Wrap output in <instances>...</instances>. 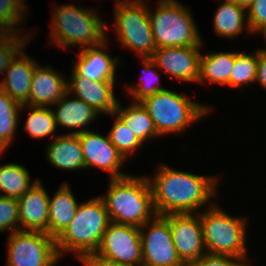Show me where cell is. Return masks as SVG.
<instances>
[{"mask_svg":"<svg viewBox=\"0 0 266 266\" xmlns=\"http://www.w3.org/2000/svg\"><path fill=\"white\" fill-rule=\"evenodd\" d=\"M154 178H149L153 206L157 215L195 214L217 195L216 176H202L174 170L159 164Z\"/></svg>","mask_w":266,"mask_h":266,"instance_id":"cell-1","label":"cell"},{"mask_svg":"<svg viewBox=\"0 0 266 266\" xmlns=\"http://www.w3.org/2000/svg\"><path fill=\"white\" fill-rule=\"evenodd\" d=\"M109 183L107 193L100 197L105 203L110 222L140 228L157 215L148 176L128 175L110 179Z\"/></svg>","mask_w":266,"mask_h":266,"instance_id":"cell-2","label":"cell"},{"mask_svg":"<svg viewBox=\"0 0 266 266\" xmlns=\"http://www.w3.org/2000/svg\"><path fill=\"white\" fill-rule=\"evenodd\" d=\"M109 223V215L101 197L96 196L78 204L73 219L55 239L59 257L63 253L74 252L81 261L87 255L95 253Z\"/></svg>","mask_w":266,"mask_h":266,"instance_id":"cell-3","label":"cell"},{"mask_svg":"<svg viewBox=\"0 0 266 266\" xmlns=\"http://www.w3.org/2000/svg\"><path fill=\"white\" fill-rule=\"evenodd\" d=\"M54 8L50 33L52 45L63 48L80 45L88 48L107 41L108 26L95 9H83L73 4Z\"/></svg>","mask_w":266,"mask_h":266,"instance_id":"cell-4","label":"cell"},{"mask_svg":"<svg viewBox=\"0 0 266 266\" xmlns=\"http://www.w3.org/2000/svg\"><path fill=\"white\" fill-rule=\"evenodd\" d=\"M210 207L199 212L207 254L229 255L248 261L246 218L230 216L217 204L211 203Z\"/></svg>","mask_w":266,"mask_h":266,"instance_id":"cell-5","label":"cell"},{"mask_svg":"<svg viewBox=\"0 0 266 266\" xmlns=\"http://www.w3.org/2000/svg\"><path fill=\"white\" fill-rule=\"evenodd\" d=\"M140 103L154 121L160 136L185 131L192 122L200 120L212 109L168 89L158 91Z\"/></svg>","mask_w":266,"mask_h":266,"instance_id":"cell-6","label":"cell"},{"mask_svg":"<svg viewBox=\"0 0 266 266\" xmlns=\"http://www.w3.org/2000/svg\"><path fill=\"white\" fill-rule=\"evenodd\" d=\"M155 12L149 9L156 48L203 45L198 27L185 5L176 0H159Z\"/></svg>","mask_w":266,"mask_h":266,"instance_id":"cell-7","label":"cell"},{"mask_svg":"<svg viewBox=\"0 0 266 266\" xmlns=\"http://www.w3.org/2000/svg\"><path fill=\"white\" fill-rule=\"evenodd\" d=\"M115 27L117 40L126 48L151 57L156 50L149 9L144 0H116Z\"/></svg>","mask_w":266,"mask_h":266,"instance_id":"cell-8","label":"cell"},{"mask_svg":"<svg viewBox=\"0 0 266 266\" xmlns=\"http://www.w3.org/2000/svg\"><path fill=\"white\" fill-rule=\"evenodd\" d=\"M6 266H54L60 260L47 233L17 230L9 235Z\"/></svg>","mask_w":266,"mask_h":266,"instance_id":"cell-9","label":"cell"},{"mask_svg":"<svg viewBox=\"0 0 266 266\" xmlns=\"http://www.w3.org/2000/svg\"><path fill=\"white\" fill-rule=\"evenodd\" d=\"M139 229L142 266H184L176 253L169 222L163 216L156 215Z\"/></svg>","mask_w":266,"mask_h":266,"instance_id":"cell-10","label":"cell"},{"mask_svg":"<svg viewBox=\"0 0 266 266\" xmlns=\"http://www.w3.org/2000/svg\"><path fill=\"white\" fill-rule=\"evenodd\" d=\"M95 253L115 262L142 266L140 229L110 222Z\"/></svg>","mask_w":266,"mask_h":266,"instance_id":"cell-11","label":"cell"},{"mask_svg":"<svg viewBox=\"0 0 266 266\" xmlns=\"http://www.w3.org/2000/svg\"><path fill=\"white\" fill-rule=\"evenodd\" d=\"M176 253L185 265L207 254L199 213L167 214Z\"/></svg>","mask_w":266,"mask_h":266,"instance_id":"cell-12","label":"cell"},{"mask_svg":"<svg viewBox=\"0 0 266 266\" xmlns=\"http://www.w3.org/2000/svg\"><path fill=\"white\" fill-rule=\"evenodd\" d=\"M202 45L156 48L151 58L158 70L178 81L198 82Z\"/></svg>","mask_w":266,"mask_h":266,"instance_id":"cell-13","label":"cell"},{"mask_svg":"<svg viewBox=\"0 0 266 266\" xmlns=\"http://www.w3.org/2000/svg\"><path fill=\"white\" fill-rule=\"evenodd\" d=\"M77 135L83 151L85 168L97 167L107 171L111 174L110 179L128 176L120 171L125 159L111 143L108 134L103 137L96 131L87 130Z\"/></svg>","mask_w":266,"mask_h":266,"instance_id":"cell-14","label":"cell"},{"mask_svg":"<svg viewBox=\"0 0 266 266\" xmlns=\"http://www.w3.org/2000/svg\"><path fill=\"white\" fill-rule=\"evenodd\" d=\"M67 80V92L73 97H77L90 105L99 114H108L115 112L119 100L115 98L114 83L100 82L80 76L74 69L72 75Z\"/></svg>","mask_w":266,"mask_h":266,"instance_id":"cell-15","label":"cell"},{"mask_svg":"<svg viewBox=\"0 0 266 266\" xmlns=\"http://www.w3.org/2000/svg\"><path fill=\"white\" fill-rule=\"evenodd\" d=\"M41 181L37 180L26 193L17 199L19 230L48 234L49 195Z\"/></svg>","mask_w":266,"mask_h":266,"instance_id":"cell-16","label":"cell"},{"mask_svg":"<svg viewBox=\"0 0 266 266\" xmlns=\"http://www.w3.org/2000/svg\"><path fill=\"white\" fill-rule=\"evenodd\" d=\"M37 62L21 50L4 70L0 90L21 105H29V91Z\"/></svg>","mask_w":266,"mask_h":266,"instance_id":"cell-17","label":"cell"},{"mask_svg":"<svg viewBox=\"0 0 266 266\" xmlns=\"http://www.w3.org/2000/svg\"><path fill=\"white\" fill-rule=\"evenodd\" d=\"M51 66L35 67L29 91V106H54L67 92V80Z\"/></svg>","mask_w":266,"mask_h":266,"instance_id":"cell-18","label":"cell"},{"mask_svg":"<svg viewBox=\"0 0 266 266\" xmlns=\"http://www.w3.org/2000/svg\"><path fill=\"white\" fill-rule=\"evenodd\" d=\"M83 48L78 54V61L73 63V69L82 77L100 82H115V70L118 57L112 58L105 51L108 44ZM101 49V50H100Z\"/></svg>","mask_w":266,"mask_h":266,"instance_id":"cell-19","label":"cell"},{"mask_svg":"<svg viewBox=\"0 0 266 266\" xmlns=\"http://www.w3.org/2000/svg\"><path fill=\"white\" fill-rule=\"evenodd\" d=\"M69 98H71L70 94L66 92L64 96L54 104L58 107L55 111L53 110L56 127L62 126L63 128L74 129L75 131H71L70 134H80L89 130L87 128L88 124L95 120L99 113L79 98L75 97L70 100Z\"/></svg>","mask_w":266,"mask_h":266,"instance_id":"cell-20","label":"cell"},{"mask_svg":"<svg viewBox=\"0 0 266 266\" xmlns=\"http://www.w3.org/2000/svg\"><path fill=\"white\" fill-rule=\"evenodd\" d=\"M52 140L46 149V156L51 165L71 171L85 169L83 151L77 134L56 135Z\"/></svg>","mask_w":266,"mask_h":266,"instance_id":"cell-21","label":"cell"},{"mask_svg":"<svg viewBox=\"0 0 266 266\" xmlns=\"http://www.w3.org/2000/svg\"><path fill=\"white\" fill-rule=\"evenodd\" d=\"M68 183H63L52 198L49 196L48 235L56 239L69 225L79 203Z\"/></svg>","mask_w":266,"mask_h":266,"instance_id":"cell-22","label":"cell"},{"mask_svg":"<svg viewBox=\"0 0 266 266\" xmlns=\"http://www.w3.org/2000/svg\"><path fill=\"white\" fill-rule=\"evenodd\" d=\"M246 7L232 1L225 0L215 12L214 31L220 37L235 38L242 33L244 26H247L249 33L248 20L245 19Z\"/></svg>","mask_w":266,"mask_h":266,"instance_id":"cell-23","label":"cell"},{"mask_svg":"<svg viewBox=\"0 0 266 266\" xmlns=\"http://www.w3.org/2000/svg\"><path fill=\"white\" fill-rule=\"evenodd\" d=\"M236 52L207 53L200 58L198 82H210L230 86V73L235 62Z\"/></svg>","mask_w":266,"mask_h":266,"instance_id":"cell-24","label":"cell"},{"mask_svg":"<svg viewBox=\"0 0 266 266\" xmlns=\"http://www.w3.org/2000/svg\"><path fill=\"white\" fill-rule=\"evenodd\" d=\"M114 113L124 121L127 127L142 143L147 141V139L160 136L157 133L154 121L140 102H132L125 109L118 102Z\"/></svg>","mask_w":266,"mask_h":266,"instance_id":"cell-25","label":"cell"},{"mask_svg":"<svg viewBox=\"0 0 266 266\" xmlns=\"http://www.w3.org/2000/svg\"><path fill=\"white\" fill-rule=\"evenodd\" d=\"M30 181L29 171L25 166L16 163L0 166V196L18 199L36 183L37 179Z\"/></svg>","mask_w":266,"mask_h":266,"instance_id":"cell-26","label":"cell"},{"mask_svg":"<svg viewBox=\"0 0 266 266\" xmlns=\"http://www.w3.org/2000/svg\"><path fill=\"white\" fill-rule=\"evenodd\" d=\"M22 105L0 90V146L5 150L12 143Z\"/></svg>","mask_w":266,"mask_h":266,"instance_id":"cell-27","label":"cell"},{"mask_svg":"<svg viewBox=\"0 0 266 266\" xmlns=\"http://www.w3.org/2000/svg\"><path fill=\"white\" fill-rule=\"evenodd\" d=\"M22 108L31 110L25 120L24 129L32 138L40 139L54 135L58 127L52 108L29 105H22Z\"/></svg>","mask_w":266,"mask_h":266,"instance_id":"cell-28","label":"cell"},{"mask_svg":"<svg viewBox=\"0 0 266 266\" xmlns=\"http://www.w3.org/2000/svg\"><path fill=\"white\" fill-rule=\"evenodd\" d=\"M143 71H142V79L138 84L135 86H127L128 94L133 96L134 100L133 102H140L144 98L154 95L158 91H163L166 88L160 87V78L159 73H157V65L153 62V59L151 57H143ZM156 69V70H155ZM151 73V74H150ZM147 76V77H146ZM159 81V83H158ZM155 84H154V83ZM158 83V84H156ZM135 86V87H134Z\"/></svg>","mask_w":266,"mask_h":266,"instance_id":"cell-29","label":"cell"},{"mask_svg":"<svg viewBox=\"0 0 266 266\" xmlns=\"http://www.w3.org/2000/svg\"><path fill=\"white\" fill-rule=\"evenodd\" d=\"M258 50L254 53L236 52L235 62L230 73V86L241 88L255 83L257 75Z\"/></svg>","mask_w":266,"mask_h":266,"instance_id":"cell-30","label":"cell"},{"mask_svg":"<svg viewBox=\"0 0 266 266\" xmlns=\"http://www.w3.org/2000/svg\"><path fill=\"white\" fill-rule=\"evenodd\" d=\"M111 115H113L116 120L108 133L110 141L125 160L129 159L128 157L131 156L133 152L143 147V143L133 134L116 113H112Z\"/></svg>","mask_w":266,"mask_h":266,"instance_id":"cell-31","label":"cell"},{"mask_svg":"<svg viewBox=\"0 0 266 266\" xmlns=\"http://www.w3.org/2000/svg\"><path fill=\"white\" fill-rule=\"evenodd\" d=\"M25 10L18 0H0V30L4 33H20L22 28L15 27L23 23L25 14H28Z\"/></svg>","mask_w":266,"mask_h":266,"instance_id":"cell-32","label":"cell"},{"mask_svg":"<svg viewBox=\"0 0 266 266\" xmlns=\"http://www.w3.org/2000/svg\"><path fill=\"white\" fill-rule=\"evenodd\" d=\"M31 37L32 35L29 36V34L21 36V33H5L0 38V75L4 73L14 57L24 49Z\"/></svg>","mask_w":266,"mask_h":266,"instance_id":"cell-33","label":"cell"},{"mask_svg":"<svg viewBox=\"0 0 266 266\" xmlns=\"http://www.w3.org/2000/svg\"><path fill=\"white\" fill-rule=\"evenodd\" d=\"M19 230V208L16 198L0 196V232Z\"/></svg>","mask_w":266,"mask_h":266,"instance_id":"cell-34","label":"cell"},{"mask_svg":"<svg viewBox=\"0 0 266 266\" xmlns=\"http://www.w3.org/2000/svg\"><path fill=\"white\" fill-rule=\"evenodd\" d=\"M247 20L251 33H260L266 26V0H252L246 7Z\"/></svg>","mask_w":266,"mask_h":266,"instance_id":"cell-35","label":"cell"},{"mask_svg":"<svg viewBox=\"0 0 266 266\" xmlns=\"http://www.w3.org/2000/svg\"><path fill=\"white\" fill-rule=\"evenodd\" d=\"M245 260L229 255L205 254L184 266H249L247 260Z\"/></svg>","mask_w":266,"mask_h":266,"instance_id":"cell-36","label":"cell"},{"mask_svg":"<svg viewBox=\"0 0 266 266\" xmlns=\"http://www.w3.org/2000/svg\"><path fill=\"white\" fill-rule=\"evenodd\" d=\"M81 262L84 264V266H131L106 259L97 255L96 253L87 255L81 260Z\"/></svg>","mask_w":266,"mask_h":266,"instance_id":"cell-37","label":"cell"},{"mask_svg":"<svg viewBox=\"0 0 266 266\" xmlns=\"http://www.w3.org/2000/svg\"><path fill=\"white\" fill-rule=\"evenodd\" d=\"M255 82L266 89V48L258 50L257 75Z\"/></svg>","mask_w":266,"mask_h":266,"instance_id":"cell-38","label":"cell"},{"mask_svg":"<svg viewBox=\"0 0 266 266\" xmlns=\"http://www.w3.org/2000/svg\"><path fill=\"white\" fill-rule=\"evenodd\" d=\"M228 1H232L234 3L247 7L251 3L252 0H228Z\"/></svg>","mask_w":266,"mask_h":266,"instance_id":"cell-39","label":"cell"},{"mask_svg":"<svg viewBox=\"0 0 266 266\" xmlns=\"http://www.w3.org/2000/svg\"><path fill=\"white\" fill-rule=\"evenodd\" d=\"M19 2H20V4L27 10V5L25 4L26 2V0H18Z\"/></svg>","mask_w":266,"mask_h":266,"instance_id":"cell-40","label":"cell"},{"mask_svg":"<svg viewBox=\"0 0 266 266\" xmlns=\"http://www.w3.org/2000/svg\"><path fill=\"white\" fill-rule=\"evenodd\" d=\"M260 32L263 34V37L266 39V26Z\"/></svg>","mask_w":266,"mask_h":266,"instance_id":"cell-41","label":"cell"},{"mask_svg":"<svg viewBox=\"0 0 266 266\" xmlns=\"http://www.w3.org/2000/svg\"><path fill=\"white\" fill-rule=\"evenodd\" d=\"M3 152H5V150L0 146V154H3Z\"/></svg>","mask_w":266,"mask_h":266,"instance_id":"cell-42","label":"cell"},{"mask_svg":"<svg viewBox=\"0 0 266 266\" xmlns=\"http://www.w3.org/2000/svg\"><path fill=\"white\" fill-rule=\"evenodd\" d=\"M5 33L2 31V30H0V38L4 35Z\"/></svg>","mask_w":266,"mask_h":266,"instance_id":"cell-43","label":"cell"}]
</instances>
